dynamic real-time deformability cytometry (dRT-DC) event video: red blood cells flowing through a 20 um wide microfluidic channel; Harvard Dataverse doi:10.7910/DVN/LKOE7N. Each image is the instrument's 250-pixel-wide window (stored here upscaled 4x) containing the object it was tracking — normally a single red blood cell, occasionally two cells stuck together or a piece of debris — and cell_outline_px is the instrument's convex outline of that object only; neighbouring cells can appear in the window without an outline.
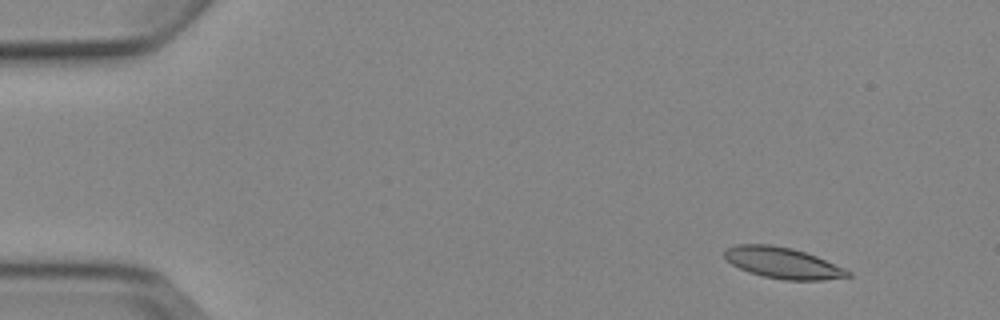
{"species": "Egyptian fruit bat (a non-hibernating species)", "species_latin": "Rousettus aegyptiacus", "temperature_condition": "cold", "stored_images_in_passage": 5, "camera_frame_rate_fps": 3000, "um_per_image_px": 0.085, "animal": {"sex": "female"}, "frame": {"image": 1, "passage_image": 2, "time_ms": 1.333, "image_size_px": [1000, 320], "cell_outline_px": [[852, 276], [820, 280], [784, 280], [764, 276], [748, 272], [732, 264], [724, 256], [724, 248], [736, 244], [768, 244], [792, 248], [816, 256], [844, 268], [852, 272]], "centroid_in_image_um": [66.52, 22.34], "position_along_channel_um": 18.5, "area_um2": 22.25}}
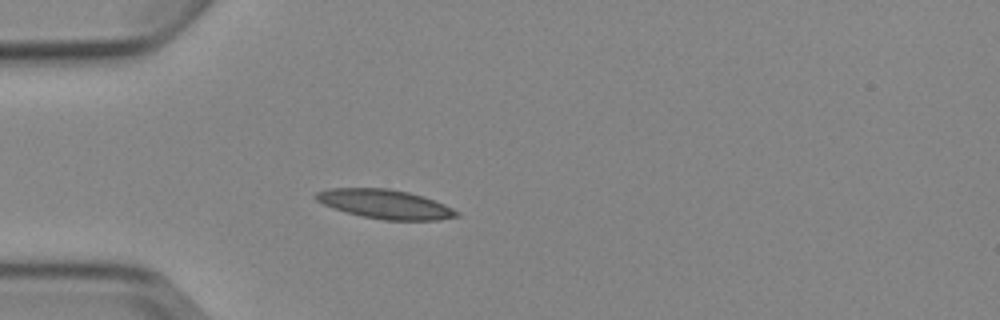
{"frame": {"image": 2, "passage_image": 5, "time_ms": 4.667, "image_size_px": [1000, 320], "cell_outline_px": [[460, 216], [440, 220], [384, 220], [360, 216], [332, 208], [316, 200], [312, 196], [316, 192], [328, 188], [388, 188], [408, 192], [424, 196], [444, 204], [460, 212]], "centroid_in_image_um": [32.73, 17.35], "position_along_channel_um": 52.3, "area_um2": 24.1}}